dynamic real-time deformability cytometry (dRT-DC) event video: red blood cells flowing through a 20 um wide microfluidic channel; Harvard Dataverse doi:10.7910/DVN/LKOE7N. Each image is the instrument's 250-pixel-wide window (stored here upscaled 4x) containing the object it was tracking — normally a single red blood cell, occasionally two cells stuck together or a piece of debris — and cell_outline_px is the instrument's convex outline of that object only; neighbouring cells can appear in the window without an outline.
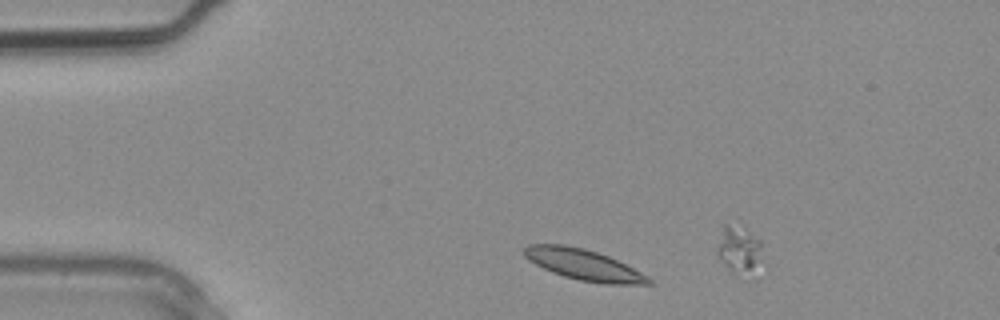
{"species": "common noctule bat (a hibernating species)", "species_latin": "Nyctalus noctula", "temperature_condition": "warm", "stored_images_in_passage": 2, "camera_frame_rate_fps": 3000, "um_per_image_px": 0.085, "animal": {"sex": "male", "body_mass_g": 20.4}, "frame": {"image": 1, "passage_image": 1, "time_ms": 0.0, "image_size_px": [1000, 320], "cell_outline_px": [[656, 284], [604, 284], [580, 280], [564, 276], [552, 272], [528, 260], [524, 256], [524, 248], [528, 244], [564, 244], [584, 248], [608, 256], [648, 276]], "centroid_in_image_um": [49.6, 22.5], "position_along_channel_um": 35.4, "area_um2": 22.2}}